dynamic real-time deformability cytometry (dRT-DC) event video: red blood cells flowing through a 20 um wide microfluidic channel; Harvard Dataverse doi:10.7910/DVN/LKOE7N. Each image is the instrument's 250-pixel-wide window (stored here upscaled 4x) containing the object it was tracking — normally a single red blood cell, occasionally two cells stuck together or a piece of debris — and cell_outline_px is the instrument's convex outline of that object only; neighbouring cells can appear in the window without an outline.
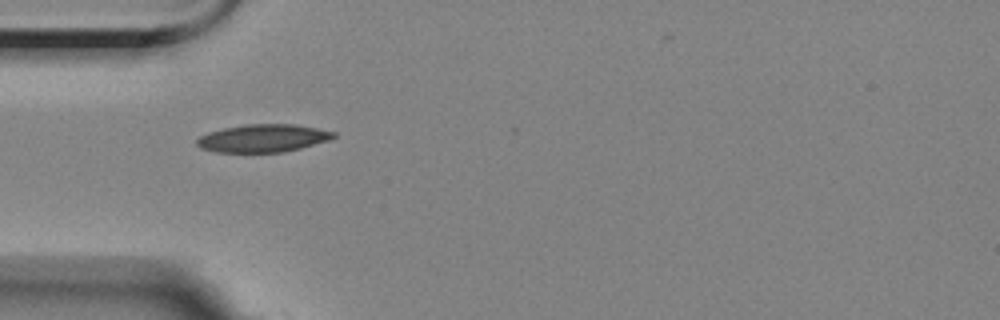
{"species": "Egyptian fruit bat (a non-hibernating species)", "species_latin": "Rousettus aegyptiacus", "temperature_condition": "room temperature", "stored_images_in_passage": 2, "camera_frame_rate_fps": 3000, "um_per_image_px": 0.085, "animal": {"sex": "female"}, "frame": {"image": 1, "passage_image": 1, "time_ms": 0.0, "image_size_px": [1000, 320], "cell_outline_px": [[336, 136], [328, 140], [300, 148], [284, 152], [216, 152], [200, 148], [196, 144], [196, 140], [200, 136], [208, 132], [224, 128], [244, 124], [296, 124], [336, 132]], "centroid_in_image_um": [22.33, 11.74], "position_along_channel_um": 62.7, "area_um2": 22.14}}
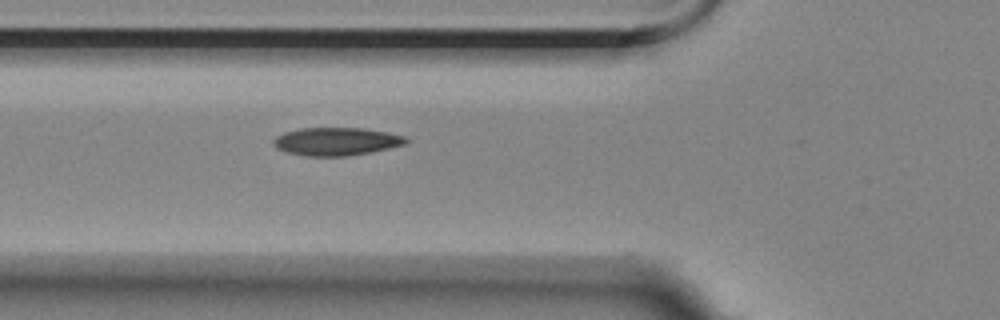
{"frame": {"image": 2, "passage_image": 2, "time_ms": 1.0, "image_size_px": [1000, 320], "cell_outline_px": [[408, 144], [372, 152], [348, 156], [308, 156], [288, 152], [276, 148], [272, 144], [272, 140], [276, 136], [284, 132], [300, 128], [364, 128], [388, 132], [404, 136], [408, 140]], "centroid_in_image_um": [28.6, 12.02], "position_along_channel_um": 97.2, "area_um2": 21.79}}